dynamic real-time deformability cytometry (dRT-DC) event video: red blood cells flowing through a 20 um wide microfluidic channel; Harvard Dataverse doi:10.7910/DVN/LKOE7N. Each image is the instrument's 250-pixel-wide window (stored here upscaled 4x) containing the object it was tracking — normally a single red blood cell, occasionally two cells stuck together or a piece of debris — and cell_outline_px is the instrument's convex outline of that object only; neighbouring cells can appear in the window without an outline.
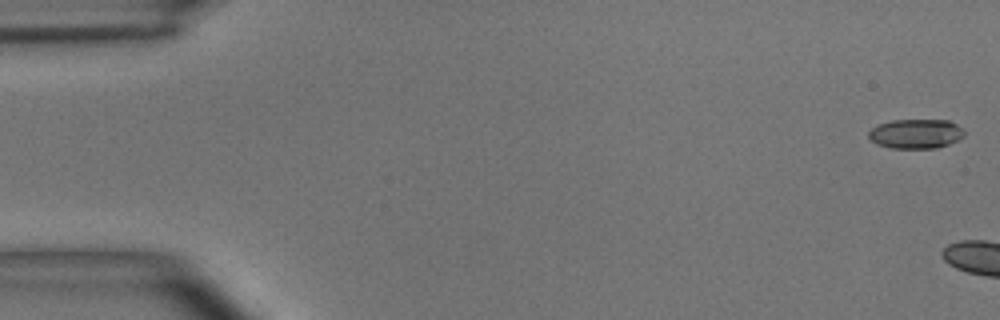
{"species": "common noctule bat (a hibernating species)", "species_latin": "Nyctalus noctula", "temperature_condition": "room temperature", "stored_images_in_passage": 13, "camera_frame_rate_fps": 3000, "um_per_image_px": 0.085, "animal": {"sex": "male", "body_mass_g": 15.6}, "frame": {"image": 1, "passage_image": 1, "time_ms": 0.0, "image_size_px": [1000, 320], "cell_outline_px": [[964, 136], [948, 144], [936, 148], [892, 148], [876, 144], [868, 136], [868, 132], [876, 124], [892, 120], [948, 120], [956, 124], [964, 132]], "centroid_in_image_um": [77.8, 11.36], "position_along_channel_um": 7.2, "area_um2": 16.36}}